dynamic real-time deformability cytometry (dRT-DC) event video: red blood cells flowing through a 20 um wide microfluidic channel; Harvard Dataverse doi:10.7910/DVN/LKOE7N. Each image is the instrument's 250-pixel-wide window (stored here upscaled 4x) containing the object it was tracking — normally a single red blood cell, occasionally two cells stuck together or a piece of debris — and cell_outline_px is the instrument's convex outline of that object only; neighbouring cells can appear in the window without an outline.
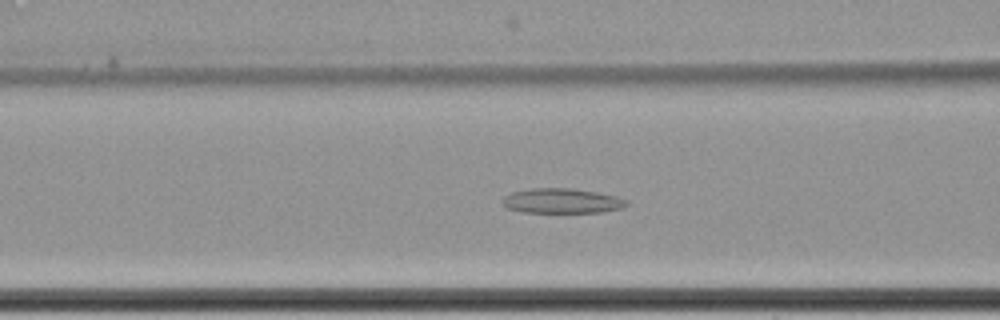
{"species": "common noctule bat (a hibernating species)", "species_latin": "Nyctalus noctula", "temperature_condition": "cold", "stored_images_in_passage": 63, "camera_frame_rate_fps": 3000, "um_per_image_px": 0.085, "animal": {"sex": "female", "body_mass_g": 22.7, "forearm_length_mm": 54.2}, "frame": {"image": 1, "passage_image": 32, "time_ms": 10.333, "image_size_px": [1000, 320], "cell_outline_px": [[628, 204], [620, 208], [600, 212], [524, 212], [508, 208], [500, 200], [504, 196], [512, 192], [528, 188], [572, 188], [596, 192], [616, 196], [628, 200]], "centroid_in_image_um": [47.73, 17.06], "position_along_channel_um": 118.9, "area_um2": 17.92}}
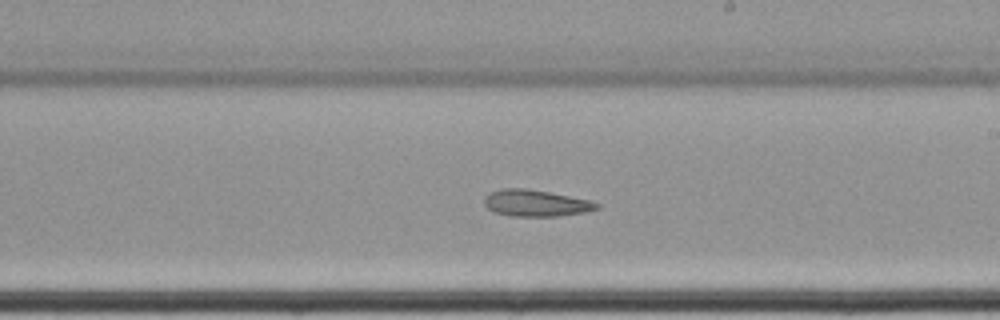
{"frame": {"image": 2, "passage_image": 43, "time_ms": 14.0, "image_size_px": [1000, 320], "cell_outline_px": [[600, 208], [584, 212], [556, 216], [512, 216], [492, 212], [484, 204], [484, 196], [488, 192], [500, 188], [528, 188], [588, 200], [600, 204]], "centroid_in_image_um": [45.47, 17.26], "position_along_channel_um": 243.5, "area_um2": 17.46}}
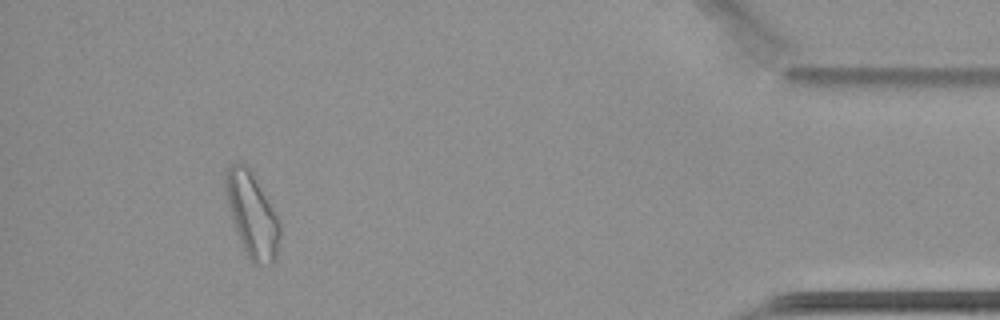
{"frame": {"image": 3, "passage_image": 63, "time_ms": 20.667, "image_size_px": [1000, 320], "cell_outline_px": [[280, 240], [276, 260], [272, 264], [252, 264], [240, 240], [232, 220], [228, 204], [224, 180], [228, 168], [236, 160], [244, 164], [252, 172], [280, 220]], "centroid_in_image_um": [21.45, 18.28], "position_along_channel_um": 413.7, "area_um2": 26.53}, "authors_computed_cell_mechanics": {"area_um2": 21.6172, "velocity_mm_per_s": 3.399, "shape_relaxation_time_tau1_ms": null, "shape_relaxation_time_tau2_ms": 10.5178, "deformation_change_tau1": null, "deformation_change_tau2": 0.1792}}